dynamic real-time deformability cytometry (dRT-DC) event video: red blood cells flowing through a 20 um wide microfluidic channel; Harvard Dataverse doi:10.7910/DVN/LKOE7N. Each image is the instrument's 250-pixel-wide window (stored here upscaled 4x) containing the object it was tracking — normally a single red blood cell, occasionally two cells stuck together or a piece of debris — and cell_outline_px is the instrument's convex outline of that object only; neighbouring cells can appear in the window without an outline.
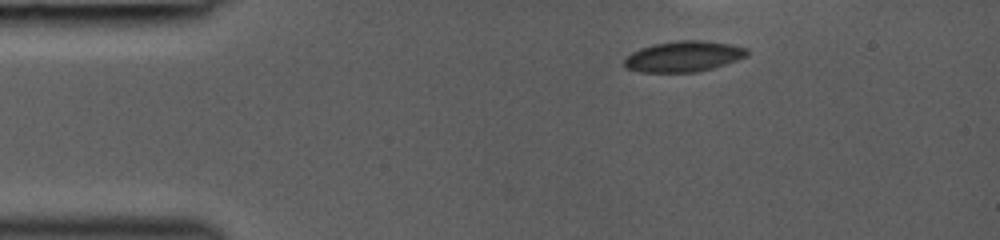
{"species": "common noctule bat (a hibernating species)", "species_latin": "Nyctalus noctula", "temperature_condition": "room temperature", "stored_images_in_passage": 31, "camera_frame_rate_fps": 3000, "um_per_image_px": 0.085, "animal": {"sex": "female", "body_mass_g": 19.0, "forearm_length_mm": 53.3}, "frame": {"image": 1, "passage_image": 1, "time_ms": 0.0, "image_size_px": [1000, 240], "cell_outline_px": [[748, 56], [712, 68], [696, 72], [640, 72], [624, 68], [624, 60], [632, 52], [640, 48], [652, 44], [676, 40], [700, 40], [728, 44], [748, 48]], "centroid_in_image_um": [58.07, 4.79], "position_along_channel_um": 26.9, "area_um2": 21.96}}
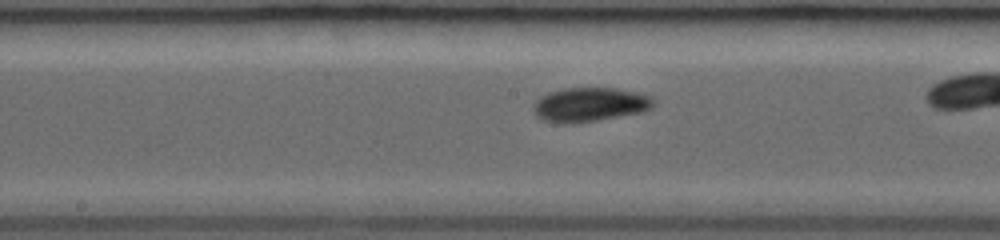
{"frame": {"image": 2, "passage_image": 17, "time_ms": 5.333, "image_size_px": [1000, 240], "cell_outline_px": [[656, 104], [652, 108], [644, 112], [572, 124], [564, 124], [540, 120], [532, 112], [532, 104], [540, 96], [548, 92], [564, 88], [616, 88], [652, 96], [656, 100]], "centroid_in_image_um": [50.1, 8.9], "position_along_channel_um": 198.1, "area_um2": 24.39}}
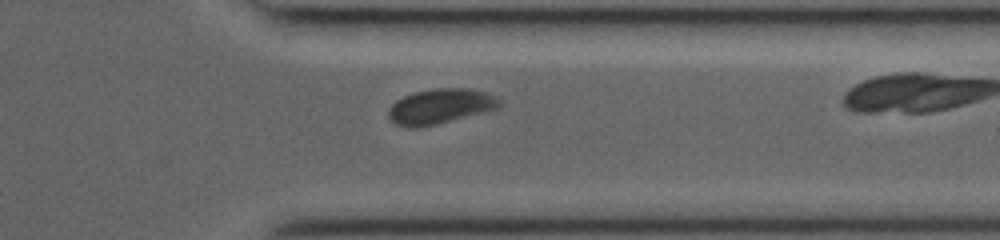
{"frame": {"image": 3, "passage_image": 29, "time_ms": 9.333, "image_size_px": [1000, 240], "cell_outline_px": [[500, 108], [488, 112], [436, 124], [416, 128], [408, 128], [396, 124], [388, 116], [388, 112], [392, 104], [396, 100], [404, 96], [416, 92], [436, 88], [468, 88], [484, 92], [496, 96], [500, 100]], "centroid_in_image_um": [37.46, 9.05], "position_along_channel_um": 373.9, "area_um2": 22.72}}